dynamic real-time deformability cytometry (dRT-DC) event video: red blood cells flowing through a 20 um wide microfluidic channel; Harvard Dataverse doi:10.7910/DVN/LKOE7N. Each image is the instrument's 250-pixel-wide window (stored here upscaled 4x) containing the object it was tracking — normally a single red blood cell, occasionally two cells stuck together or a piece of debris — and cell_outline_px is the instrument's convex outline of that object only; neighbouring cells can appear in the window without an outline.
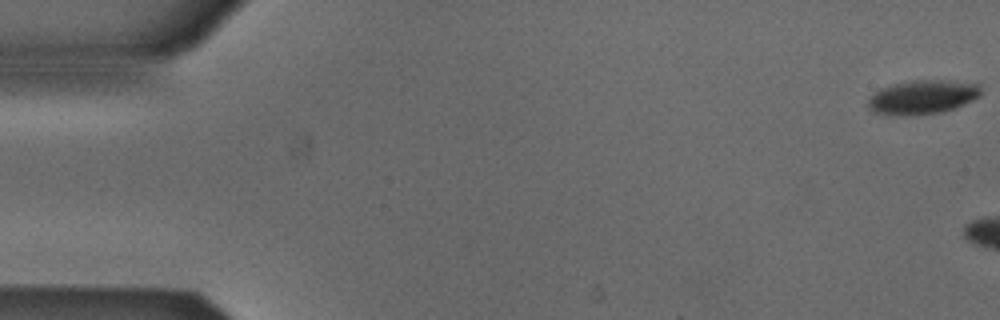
{"species": "Egyptian fruit bat (a non-hibernating species)", "species_latin": "Rousettus aegyptiacus", "temperature_condition": "cold", "stored_images_in_passage": 5, "camera_frame_rate_fps": 3000, "um_per_image_px": 0.085, "animal": {"sex": "male"}, "frame": {"image": 1, "passage_image": 1, "time_ms": 0.0, "image_size_px": [1000, 320], "cell_outline_px": [[980, 96], [972, 100], [952, 108], [940, 112], [908, 116], [904, 116], [876, 112], [868, 108], [868, 100], [880, 88], [892, 84], [912, 80], [948, 80], [976, 84], [980, 88]], "centroid_in_image_um": [78.39, 8.24], "position_along_channel_um": 6.6, "area_um2": 22.02}}